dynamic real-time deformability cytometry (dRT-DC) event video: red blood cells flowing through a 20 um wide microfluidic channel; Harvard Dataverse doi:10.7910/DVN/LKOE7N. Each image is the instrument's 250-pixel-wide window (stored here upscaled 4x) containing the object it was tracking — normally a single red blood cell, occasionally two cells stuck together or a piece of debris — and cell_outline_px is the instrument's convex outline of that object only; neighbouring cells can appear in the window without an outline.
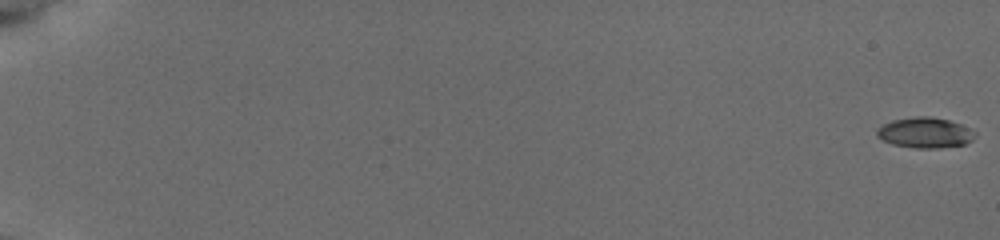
{"species": "common noctule bat (a hibernating species)", "species_latin": "Nyctalus noctula", "temperature_condition": "cold", "stored_images_in_passage": 21, "camera_frame_rate_fps": 3000, "um_per_image_px": 0.085, "animal": {"sex": "female", "body_mass_g": 19.5, "forearm_length_mm": 54.1}, "frame": {"image": 1, "passage_image": 1, "time_ms": 0.0, "image_size_px": [1000, 240], "cell_outline_px": [[976, 136], [972, 140], [964, 144], [940, 148], [916, 148], [892, 144], [876, 136], [876, 128], [892, 120], [912, 116], [928, 116], [948, 120], [960, 124], [976, 132]], "centroid_in_image_um": [78.61, 11.27], "position_along_channel_um": 6.4, "area_um2": 17.46}}
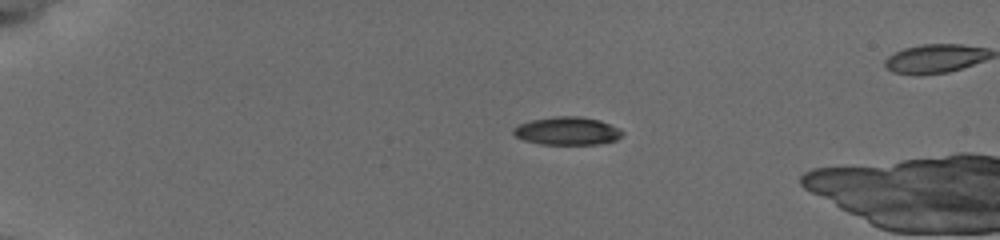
{"frame": {"image": 2, "passage_image": 11, "time_ms": 4.667, "image_size_px": [1000, 240], "cell_outline_px": [[624, 132], [616, 140], [596, 144], [540, 144], [524, 140], [516, 136], [512, 132], [512, 128], [520, 124], [532, 120], [552, 116], [580, 116], [600, 120], [620, 128]], "centroid_in_image_um": [48.21, 11.12], "position_along_channel_um": 36.8, "area_um2": 17.8}}